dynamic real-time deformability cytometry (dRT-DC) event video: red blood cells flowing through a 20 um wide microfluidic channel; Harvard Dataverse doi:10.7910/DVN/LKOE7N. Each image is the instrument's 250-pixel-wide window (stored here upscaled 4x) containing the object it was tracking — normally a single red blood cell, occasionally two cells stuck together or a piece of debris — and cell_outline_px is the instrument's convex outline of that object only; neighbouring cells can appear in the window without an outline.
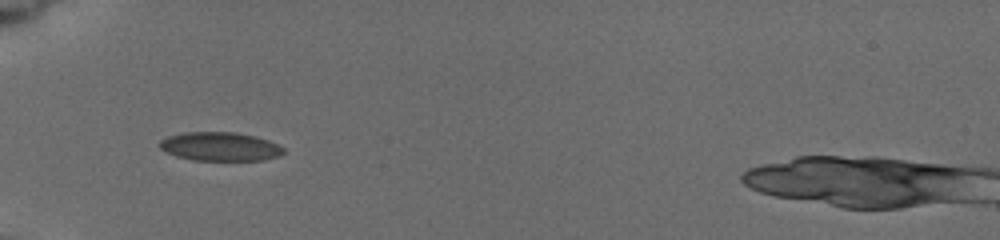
{"species": "common noctule bat (a hibernating species)", "species_latin": "Nyctalus noctula", "temperature_condition": "cold", "stored_images_in_passage": 5, "camera_frame_rate_fps": 3000, "um_per_image_px": 0.085, "animal": {"sex": "female", "body_mass_g": 19.5, "forearm_length_mm": 54.1}, "frame": {"image": 1, "passage_image": 4, "time_ms": 3.333, "image_size_px": [1000, 240], "cell_outline_px": [[284, 152], [280, 156], [260, 160], [192, 160], [176, 156], [160, 148], [160, 140], [168, 136], [184, 132], [236, 132], [256, 136], [268, 140], [284, 148]], "centroid_in_image_um": [18.71, 12.45], "position_along_channel_um": 66.3, "area_um2": 20.69}}
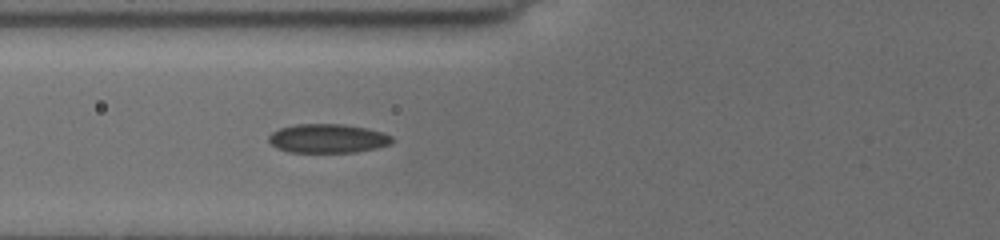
{"frame": {"image": 2, "passage_image": 5, "time_ms": 4.333, "image_size_px": [1000, 240], "cell_outline_px": [[392, 144], [380, 148], [356, 152], [288, 152], [276, 148], [268, 140], [268, 136], [272, 132], [280, 128], [296, 124], [344, 124], [368, 128], [392, 136]], "centroid_in_image_um": [27.87, 11.77], "position_along_channel_um": 97.9, "area_um2": 20.98}}